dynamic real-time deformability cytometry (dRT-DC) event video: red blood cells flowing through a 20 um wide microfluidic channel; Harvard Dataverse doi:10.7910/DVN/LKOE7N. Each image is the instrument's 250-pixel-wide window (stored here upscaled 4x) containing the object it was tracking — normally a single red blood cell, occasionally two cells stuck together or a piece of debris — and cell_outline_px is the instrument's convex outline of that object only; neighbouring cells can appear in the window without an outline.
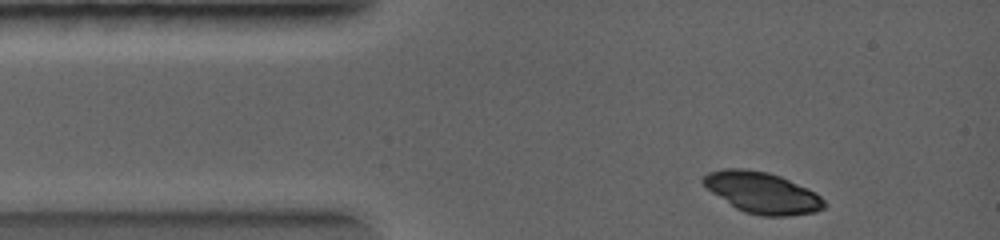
{"species": "common noctule bat (a hibernating species)", "species_latin": "Nyctalus noctula", "temperature_condition": "warm", "stored_images_in_passage": 3, "camera_frame_rate_fps": 5000, "um_per_image_px": 0.085, "animal": {"sex": "female", "body_mass_g": 19.0, "forearm_length_mm": 56.7}, "frame": {"image": 1, "passage_image": 1, "time_ms": 0.0, "image_size_px": [1000, 240], "cell_outline_px": [[824, 208], [816, 212], [792, 216], [760, 216], [744, 212], [736, 208], [712, 192], [704, 184], [704, 176], [708, 172], [724, 168], [744, 168], [768, 172], [780, 176], [820, 196], [824, 200]], "centroid_in_image_um": [64.78, 16.39], "position_along_channel_um": 20.2, "area_um2": 28.61}}